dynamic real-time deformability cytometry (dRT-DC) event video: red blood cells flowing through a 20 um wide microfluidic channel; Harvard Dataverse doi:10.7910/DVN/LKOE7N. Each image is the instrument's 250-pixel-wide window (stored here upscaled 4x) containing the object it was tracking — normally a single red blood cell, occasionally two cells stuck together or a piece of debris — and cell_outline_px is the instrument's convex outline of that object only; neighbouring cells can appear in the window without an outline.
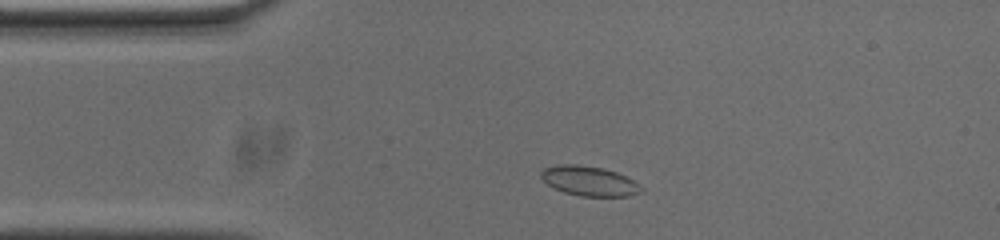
{"species": "common noctule bat (a hibernating species)", "species_latin": "Nyctalus noctula", "temperature_condition": "cold", "stored_images_in_passage": 47, "camera_frame_rate_fps": 3000, "um_per_image_px": 0.085, "animal": {"sex": "male", "body_mass_g": 20.0, "forearm_length_mm": 53.3}, "frame": {"image": 1, "passage_image": 4, "time_ms": 1.0, "image_size_px": [1000, 240], "cell_outline_px": [[644, 188], [640, 192], [628, 196], [580, 196], [564, 192], [548, 184], [540, 176], [540, 172], [544, 168], [560, 164], [576, 164], [600, 168], [616, 172], [632, 180]], "centroid_in_image_um": [50.07, 15.39], "position_along_channel_um": 34.9, "area_um2": 17.05}}
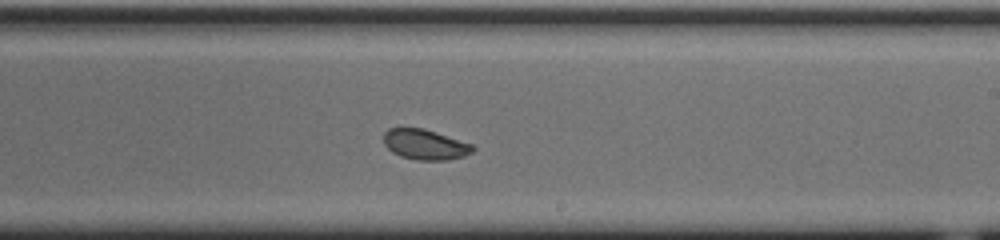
{"frame": {"image": 2, "passage_image": 24, "time_ms": 7.667, "image_size_px": [1000, 240], "cell_outline_px": [[476, 148], [472, 152], [464, 156], [448, 160], [416, 160], [400, 156], [392, 152], [384, 144], [384, 132], [388, 128], [424, 128], [472, 144]], "centroid_in_image_um": [36.13, 12.29], "position_along_channel_um": 252.9, "area_um2": 15.78}}
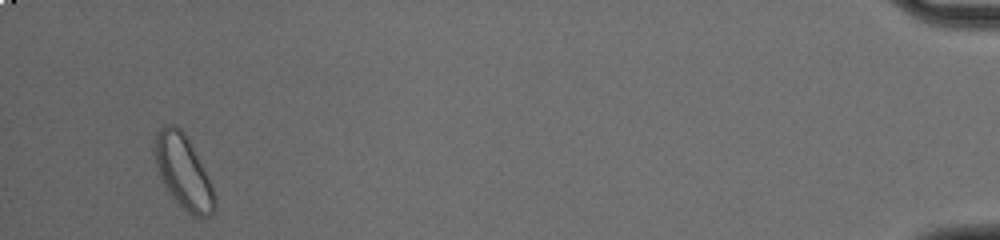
{"frame": {"image": 3, "passage_image": 45, "time_ms": 14.667, "image_size_px": [1000, 240], "cell_outline_px": [[216, 212], [212, 216], [204, 220], [200, 220], [192, 216], [172, 196], [164, 184], [160, 176], [156, 164], [152, 148], [156, 136], [160, 128], [164, 124], [176, 124], [184, 132], [208, 176], [212, 184], [216, 196]], "centroid_in_image_um": [15.62, 14.66], "position_along_channel_um": 419.6, "area_um2": 26.01}, "authors_computed_cell_mechanics": {"area_um2": 16.6464, "velocity_mm_per_s": 3.6568, "shape_relaxation_time_tau1_ms": 3.7963, "shape_relaxation_time_tau2_ms": 2.458, "deformation_change_tau1": 0.093, "deformation_change_tau2": 0.063}}